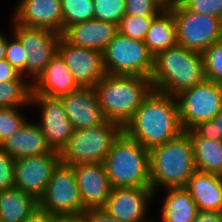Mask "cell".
<instances>
[{
    "instance_id": "obj_1",
    "label": "cell",
    "mask_w": 222,
    "mask_h": 222,
    "mask_svg": "<svg viewBox=\"0 0 222 222\" xmlns=\"http://www.w3.org/2000/svg\"><path fill=\"white\" fill-rule=\"evenodd\" d=\"M123 131L147 150L176 138L183 132L176 98L152 90Z\"/></svg>"
},
{
    "instance_id": "obj_2",
    "label": "cell",
    "mask_w": 222,
    "mask_h": 222,
    "mask_svg": "<svg viewBox=\"0 0 222 222\" xmlns=\"http://www.w3.org/2000/svg\"><path fill=\"white\" fill-rule=\"evenodd\" d=\"M149 165L154 200L163 189L184 188L197 170L189 135L183 131L176 138L149 150Z\"/></svg>"
},
{
    "instance_id": "obj_3",
    "label": "cell",
    "mask_w": 222,
    "mask_h": 222,
    "mask_svg": "<svg viewBox=\"0 0 222 222\" xmlns=\"http://www.w3.org/2000/svg\"><path fill=\"white\" fill-rule=\"evenodd\" d=\"M150 79L153 90L175 97L206 80L202 54L178 44L161 51L154 56Z\"/></svg>"
},
{
    "instance_id": "obj_4",
    "label": "cell",
    "mask_w": 222,
    "mask_h": 222,
    "mask_svg": "<svg viewBox=\"0 0 222 222\" xmlns=\"http://www.w3.org/2000/svg\"><path fill=\"white\" fill-rule=\"evenodd\" d=\"M94 89L105 120L124 127L153 87L147 77L106 74Z\"/></svg>"
},
{
    "instance_id": "obj_5",
    "label": "cell",
    "mask_w": 222,
    "mask_h": 222,
    "mask_svg": "<svg viewBox=\"0 0 222 222\" xmlns=\"http://www.w3.org/2000/svg\"><path fill=\"white\" fill-rule=\"evenodd\" d=\"M112 188H150L149 150L124 131L103 161Z\"/></svg>"
},
{
    "instance_id": "obj_6",
    "label": "cell",
    "mask_w": 222,
    "mask_h": 222,
    "mask_svg": "<svg viewBox=\"0 0 222 222\" xmlns=\"http://www.w3.org/2000/svg\"><path fill=\"white\" fill-rule=\"evenodd\" d=\"M123 132V127L105 120L95 127L73 130L69 142L60 151L61 163L77 165L105 160L115 140Z\"/></svg>"
},
{
    "instance_id": "obj_7",
    "label": "cell",
    "mask_w": 222,
    "mask_h": 222,
    "mask_svg": "<svg viewBox=\"0 0 222 222\" xmlns=\"http://www.w3.org/2000/svg\"><path fill=\"white\" fill-rule=\"evenodd\" d=\"M154 56L144 41L117 33L103 51L106 74L150 78Z\"/></svg>"
},
{
    "instance_id": "obj_8",
    "label": "cell",
    "mask_w": 222,
    "mask_h": 222,
    "mask_svg": "<svg viewBox=\"0 0 222 222\" xmlns=\"http://www.w3.org/2000/svg\"><path fill=\"white\" fill-rule=\"evenodd\" d=\"M9 19L12 20V31L9 32L20 41L25 50H28L26 68L21 76L32 85L56 55L62 35L49 29L22 26L12 18Z\"/></svg>"
},
{
    "instance_id": "obj_9",
    "label": "cell",
    "mask_w": 222,
    "mask_h": 222,
    "mask_svg": "<svg viewBox=\"0 0 222 222\" xmlns=\"http://www.w3.org/2000/svg\"><path fill=\"white\" fill-rule=\"evenodd\" d=\"M183 131L199 122L212 120L222 111V85L205 80L175 96Z\"/></svg>"
},
{
    "instance_id": "obj_10",
    "label": "cell",
    "mask_w": 222,
    "mask_h": 222,
    "mask_svg": "<svg viewBox=\"0 0 222 222\" xmlns=\"http://www.w3.org/2000/svg\"><path fill=\"white\" fill-rule=\"evenodd\" d=\"M176 23V43L188 50L203 53L222 40V20L186 8L172 7Z\"/></svg>"
},
{
    "instance_id": "obj_11",
    "label": "cell",
    "mask_w": 222,
    "mask_h": 222,
    "mask_svg": "<svg viewBox=\"0 0 222 222\" xmlns=\"http://www.w3.org/2000/svg\"><path fill=\"white\" fill-rule=\"evenodd\" d=\"M39 207L52 215H83L86 210L77 186L74 168L60 163L48 182Z\"/></svg>"
},
{
    "instance_id": "obj_12",
    "label": "cell",
    "mask_w": 222,
    "mask_h": 222,
    "mask_svg": "<svg viewBox=\"0 0 222 222\" xmlns=\"http://www.w3.org/2000/svg\"><path fill=\"white\" fill-rule=\"evenodd\" d=\"M30 106L34 110L39 109V116L35 121L45 135L47 144L52 150L60 152L69 142L74 130L61 97L31 95Z\"/></svg>"
},
{
    "instance_id": "obj_13",
    "label": "cell",
    "mask_w": 222,
    "mask_h": 222,
    "mask_svg": "<svg viewBox=\"0 0 222 222\" xmlns=\"http://www.w3.org/2000/svg\"><path fill=\"white\" fill-rule=\"evenodd\" d=\"M61 163L60 152L15 159L14 187L40 200L54 170Z\"/></svg>"
},
{
    "instance_id": "obj_14",
    "label": "cell",
    "mask_w": 222,
    "mask_h": 222,
    "mask_svg": "<svg viewBox=\"0 0 222 222\" xmlns=\"http://www.w3.org/2000/svg\"><path fill=\"white\" fill-rule=\"evenodd\" d=\"M154 192L146 187L112 188L103 209L119 222H145L152 211Z\"/></svg>"
},
{
    "instance_id": "obj_15",
    "label": "cell",
    "mask_w": 222,
    "mask_h": 222,
    "mask_svg": "<svg viewBox=\"0 0 222 222\" xmlns=\"http://www.w3.org/2000/svg\"><path fill=\"white\" fill-rule=\"evenodd\" d=\"M57 53L64 59L80 87H92L106 75L103 52L70 44L63 36Z\"/></svg>"
},
{
    "instance_id": "obj_16",
    "label": "cell",
    "mask_w": 222,
    "mask_h": 222,
    "mask_svg": "<svg viewBox=\"0 0 222 222\" xmlns=\"http://www.w3.org/2000/svg\"><path fill=\"white\" fill-rule=\"evenodd\" d=\"M11 18L19 25L63 34L61 0H18Z\"/></svg>"
},
{
    "instance_id": "obj_17",
    "label": "cell",
    "mask_w": 222,
    "mask_h": 222,
    "mask_svg": "<svg viewBox=\"0 0 222 222\" xmlns=\"http://www.w3.org/2000/svg\"><path fill=\"white\" fill-rule=\"evenodd\" d=\"M72 167L83 207L86 210L103 208L112 189L104 164L81 163Z\"/></svg>"
},
{
    "instance_id": "obj_18",
    "label": "cell",
    "mask_w": 222,
    "mask_h": 222,
    "mask_svg": "<svg viewBox=\"0 0 222 222\" xmlns=\"http://www.w3.org/2000/svg\"><path fill=\"white\" fill-rule=\"evenodd\" d=\"M61 99L74 130L95 127L105 121L94 88L80 87Z\"/></svg>"
},
{
    "instance_id": "obj_19",
    "label": "cell",
    "mask_w": 222,
    "mask_h": 222,
    "mask_svg": "<svg viewBox=\"0 0 222 222\" xmlns=\"http://www.w3.org/2000/svg\"><path fill=\"white\" fill-rule=\"evenodd\" d=\"M118 33V24L91 19L69 26L62 36L70 43L103 52Z\"/></svg>"
},
{
    "instance_id": "obj_20",
    "label": "cell",
    "mask_w": 222,
    "mask_h": 222,
    "mask_svg": "<svg viewBox=\"0 0 222 222\" xmlns=\"http://www.w3.org/2000/svg\"><path fill=\"white\" fill-rule=\"evenodd\" d=\"M80 88L70 73L64 59L56 53L44 72L32 84L31 95L61 97Z\"/></svg>"
},
{
    "instance_id": "obj_21",
    "label": "cell",
    "mask_w": 222,
    "mask_h": 222,
    "mask_svg": "<svg viewBox=\"0 0 222 222\" xmlns=\"http://www.w3.org/2000/svg\"><path fill=\"white\" fill-rule=\"evenodd\" d=\"M0 147L14 159L44 155L53 151L38 123L30 119L16 133L4 139Z\"/></svg>"
},
{
    "instance_id": "obj_22",
    "label": "cell",
    "mask_w": 222,
    "mask_h": 222,
    "mask_svg": "<svg viewBox=\"0 0 222 222\" xmlns=\"http://www.w3.org/2000/svg\"><path fill=\"white\" fill-rule=\"evenodd\" d=\"M185 188L199 210L222 211V183L218 174L196 170Z\"/></svg>"
},
{
    "instance_id": "obj_23",
    "label": "cell",
    "mask_w": 222,
    "mask_h": 222,
    "mask_svg": "<svg viewBox=\"0 0 222 222\" xmlns=\"http://www.w3.org/2000/svg\"><path fill=\"white\" fill-rule=\"evenodd\" d=\"M160 200V222H193L199 209L186 188L164 189Z\"/></svg>"
},
{
    "instance_id": "obj_24",
    "label": "cell",
    "mask_w": 222,
    "mask_h": 222,
    "mask_svg": "<svg viewBox=\"0 0 222 222\" xmlns=\"http://www.w3.org/2000/svg\"><path fill=\"white\" fill-rule=\"evenodd\" d=\"M144 43L153 56L177 44L176 23L170 9L161 10L153 18Z\"/></svg>"
},
{
    "instance_id": "obj_25",
    "label": "cell",
    "mask_w": 222,
    "mask_h": 222,
    "mask_svg": "<svg viewBox=\"0 0 222 222\" xmlns=\"http://www.w3.org/2000/svg\"><path fill=\"white\" fill-rule=\"evenodd\" d=\"M185 132L192 142L196 169L205 173L222 174V140L200 137L193 129Z\"/></svg>"
},
{
    "instance_id": "obj_26",
    "label": "cell",
    "mask_w": 222,
    "mask_h": 222,
    "mask_svg": "<svg viewBox=\"0 0 222 222\" xmlns=\"http://www.w3.org/2000/svg\"><path fill=\"white\" fill-rule=\"evenodd\" d=\"M37 207L38 200L16 187L0 192L1 222H24Z\"/></svg>"
},
{
    "instance_id": "obj_27",
    "label": "cell",
    "mask_w": 222,
    "mask_h": 222,
    "mask_svg": "<svg viewBox=\"0 0 222 222\" xmlns=\"http://www.w3.org/2000/svg\"><path fill=\"white\" fill-rule=\"evenodd\" d=\"M32 85L28 81L0 82V107H31Z\"/></svg>"
},
{
    "instance_id": "obj_28",
    "label": "cell",
    "mask_w": 222,
    "mask_h": 222,
    "mask_svg": "<svg viewBox=\"0 0 222 222\" xmlns=\"http://www.w3.org/2000/svg\"><path fill=\"white\" fill-rule=\"evenodd\" d=\"M63 32L71 25L94 19L93 0H61Z\"/></svg>"
},
{
    "instance_id": "obj_29",
    "label": "cell",
    "mask_w": 222,
    "mask_h": 222,
    "mask_svg": "<svg viewBox=\"0 0 222 222\" xmlns=\"http://www.w3.org/2000/svg\"><path fill=\"white\" fill-rule=\"evenodd\" d=\"M30 107H0V143L16 133L29 119L23 110Z\"/></svg>"
},
{
    "instance_id": "obj_30",
    "label": "cell",
    "mask_w": 222,
    "mask_h": 222,
    "mask_svg": "<svg viewBox=\"0 0 222 222\" xmlns=\"http://www.w3.org/2000/svg\"><path fill=\"white\" fill-rule=\"evenodd\" d=\"M154 17L125 14L118 24V32L124 36L144 41Z\"/></svg>"
},
{
    "instance_id": "obj_31",
    "label": "cell",
    "mask_w": 222,
    "mask_h": 222,
    "mask_svg": "<svg viewBox=\"0 0 222 222\" xmlns=\"http://www.w3.org/2000/svg\"><path fill=\"white\" fill-rule=\"evenodd\" d=\"M206 79L222 85V40L202 53Z\"/></svg>"
},
{
    "instance_id": "obj_32",
    "label": "cell",
    "mask_w": 222,
    "mask_h": 222,
    "mask_svg": "<svg viewBox=\"0 0 222 222\" xmlns=\"http://www.w3.org/2000/svg\"><path fill=\"white\" fill-rule=\"evenodd\" d=\"M94 19L119 24L125 15L126 0H93Z\"/></svg>"
},
{
    "instance_id": "obj_33",
    "label": "cell",
    "mask_w": 222,
    "mask_h": 222,
    "mask_svg": "<svg viewBox=\"0 0 222 222\" xmlns=\"http://www.w3.org/2000/svg\"><path fill=\"white\" fill-rule=\"evenodd\" d=\"M11 34V36L9 35ZM6 32L5 59L20 73L26 68V56L28 50H25L20 41L12 34Z\"/></svg>"
},
{
    "instance_id": "obj_34",
    "label": "cell",
    "mask_w": 222,
    "mask_h": 222,
    "mask_svg": "<svg viewBox=\"0 0 222 222\" xmlns=\"http://www.w3.org/2000/svg\"><path fill=\"white\" fill-rule=\"evenodd\" d=\"M15 159L0 147V192L14 187Z\"/></svg>"
},
{
    "instance_id": "obj_35",
    "label": "cell",
    "mask_w": 222,
    "mask_h": 222,
    "mask_svg": "<svg viewBox=\"0 0 222 222\" xmlns=\"http://www.w3.org/2000/svg\"><path fill=\"white\" fill-rule=\"evenodd\" d=\"M200 137L210 140H222V111L212 120L199 122L192 128Z\"/></svg>"
},
{
    "instance_id": "obj_36",
    "label": "cell",
    "mask_w": 222,
    "mask_h": 222,
    "mask_svg": "<svg viewBox=\"0 0 222 222\" xmlns=\"http://www.w3.org/2000/svg\"><path fill=\"white\" fill-rule=\"evenodd\" d=\"M162 9L153 0H126L125 14L131 16H156Z\"/></svg>"
},
{
    "instance_id": "obj_37",
    "label": "cell",
    "mask_w": 222,
    "mask_h": 222,
    "mask_svg": "<svg viewBox=\"0 0 222 222\" xmlns=\"http://www.w3.org/2000/svg\"><path fill=\"white\" fill-rule=\"evenodd\" d=\"M185 8L195 13L206 14L222 20V0H194Z\"/></svg>"
},
{
    "instance_id": "obj_38",
    "label": "cell",
    "mask_w": 222,
    "mask_h": 222,
    "mask_svg": "<svg viewBox=\"0 0 222 222\" xmlns=\"http://www.w3.org/2000/svg\"><path fill=\"white\" fill-rule=\"evenodd\" d=\"M27 81L6 59L0 61V82Z\"/></svg>"
},
{
    "instance_id": "obj_39",
    "label": "cell",
    "mask_w": 222,
    "mask_h": 222,
    "mask_svg": "<svg viewBox=\"0 0 222 222\" xmlns=\"http://www.w3.org/2000/svg\"><path fill=\"white\" fill-rule=\"evenodd\" d=\"M83 219L84 222H119L111 217L103 208L85 210Z\"/></svg>"
},
{
    "instance_id": "obj_40",
    "label": "cell",
    "mask_w": 222,
    "mask_h": 222,
    "mask_svg": "<svg viewBox=\"0 0 222 222\" xmlns=\"http://www.w3.org/2000/svg\"><path fill=\"white\" fill-rule=\"evenodd\" d=\"M193 222H222V211L199 210Z\"/></svg>"
},
{
    "instance_id": "obj_41",
    "label": "cell",
    "mask_w": 222,
    "mask_h": 222,
    "mask_svg": "<svg viewBox=\"0 0 222 222\" xmlns=\"http://www.w3.org/2000/svg\"><path fill=\"white\" fill-rule=\"evenodd\" d=\"M54 215L37 207L24 222H52Z\"/></svg>"
},
{
    "instance_id": "obj_42",
    "label": "cell",
    "mask_w": 222,
    "mask_h": 222,
    "mask_svg": "<svg viewBox=\"0 0 222 222\" xmlns=\"http://www.w3.org/2000/svg\"><path fill=\"white\" fill-rule=\"evenodd\" d=\"M52 222H84L83 215H54Z\"/></svg>"
},
{
    "instance_id": "obj_43",
    "label": "cell",
    "mask_w": 222,
    "mask_h": 222,
    "mask_svg": "<svg viewBox=\"0 0 222 222\" xmlns=\"http://www.w3.org/2000/svg\"><path fill=\"white\" fill-rule=\"evenodd\" d=\"M6 33L0 31V61L5 59Z\"/></svg>"
},
{
    "instance_id": "obj_44",
    "label": "cell",
    "mask_w": 222,
    "mask_h": 222,
    "mask_svg": "<svg viewBox=\"0 0 222 222\" xmlns=\"http://www.w3.org/2000/svg\"><path fill=\"white\" fill-rule=\"evenodd\" d=\"M162 10L173 7L175 0H153Z\"/></svg>"
},
{
    "instance_id": "obj_45",
    "label": "cell",
    "mask_w": 222,
    "mask_h": 222,
    "mask_svg": "<svg viewBox=\"0 0 222 222\" xmlns=\"http://www.w3.org/2000/svg\"><path fill=\"white\" fill-rule=\"evenodd\" d=\"M192 1H194V0H175L173 7L185 8Z\"/></svg>"
},
{
    "instance_id": "obj_46",
    "label": "cell",
    "mask_w": 222,
    "mask_h": 222,
    "mask_svg": "<svg viewBox=\"0 0 222 222\" xmlns=\"http://www.w3.org/2000/svg\"><path fill=\"white\" fill-rule=\"evenodd\" d=\"M145 222H160L159 219L156 217L151 216L148 220H146Z\"/></svg>"
},
{
    "instance_id": "obj_47",
    "label": "cell",
    "mask_w": 222,
    "mask_h": 222,
    "mask_svg": "<svg viewBox=\"0 0 222 222\" xmlns=\"http://www.w3.org/2000/svg\"><path fill=\"white\" fill-rule=\"evenodd\" d=\"M219 176H220V180H221V183H222V174H220Z\"/></svg>"
}]
</instances>
